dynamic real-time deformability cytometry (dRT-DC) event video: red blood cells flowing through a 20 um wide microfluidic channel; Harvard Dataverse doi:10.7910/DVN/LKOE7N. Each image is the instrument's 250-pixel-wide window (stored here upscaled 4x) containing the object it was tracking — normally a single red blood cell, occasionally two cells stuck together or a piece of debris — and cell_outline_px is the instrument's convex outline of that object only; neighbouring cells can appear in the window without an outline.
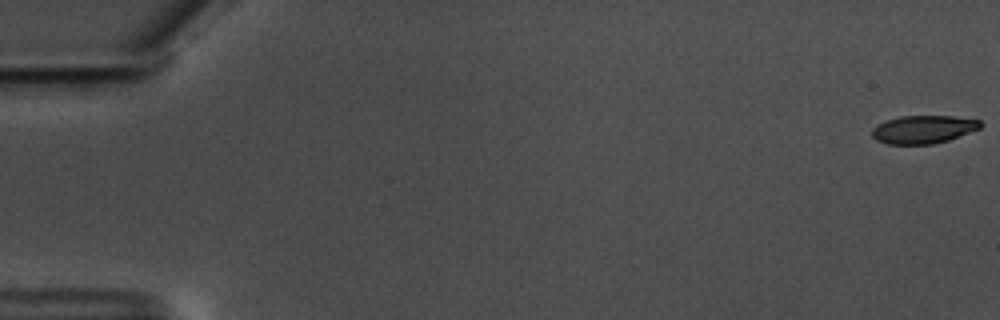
{"species": "common noctule bat (a hibernating species)", "species_latin": "Nyctalus noctula", "temperature_condition": "warm", "stored_images_in_passage": 59, "camera_frame_rate_fps": 3000, "um_per_image_px": 0.085, "animal": {"sex": "male", "body_mass_g": 17.5, "forearm_length_mm": 52.3}, "frame": {"image": 1, "passage_image": 1, "time_ms": 0.0, "image_size_px": [1000, 320], "cell_outline_px": [[984, 124], [980, 128], [948, 140], [932, 144], [888, 144], [876, 140], [872, 136], [872, 128], [876, 124], [884, 120], [900, 116], [952, 116], [980, 120]], "centroid_in_image_um": [78.45, 10.99], "position_along_channel_um": 6.5, "area_um2": 17.8}}
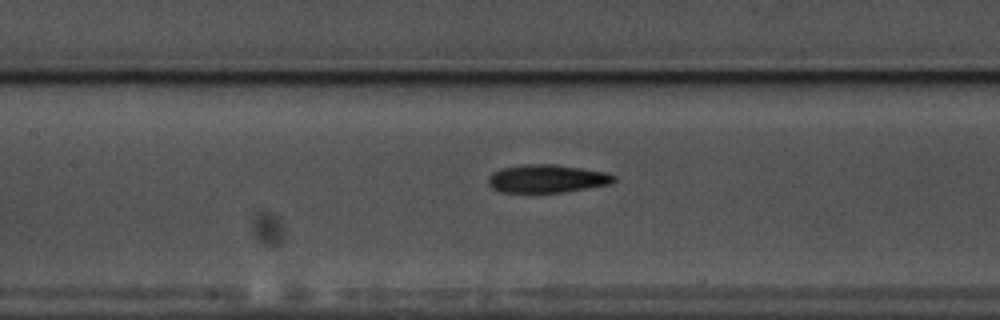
{"frame": {"image": 2, "passage_image": 28, "time_ms": 9.0, "image_size_px": [1000, 320], "cell_outline_px": [[616, 180], [612, 184], [564, 192], [500, 192], [492, 188], [488, 184], [488, 176], [492, 172], [500, 168], [524, 164], [556, 164], [608, 172], [616, 176]], "centroid_in_image_um": [46.51, 15.18], "position_along_channel_um": 160.9, "area_um2": 20.87}}
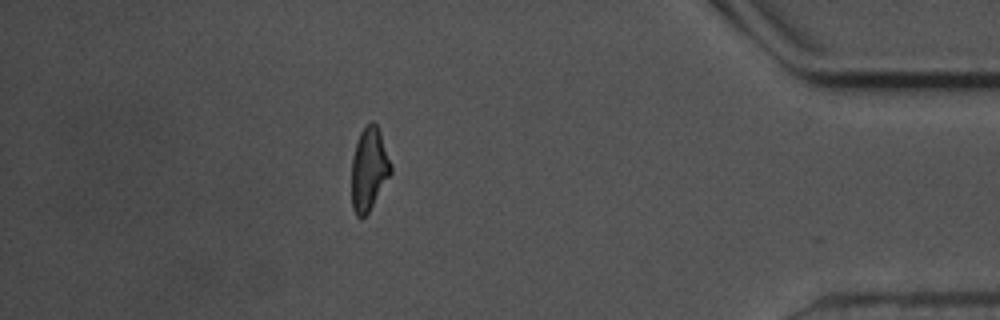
{"frame": {"image": 3, "passage_image": 52, "time_ms": 17.0, "image_size_px": [1000, 320], "cell_outline_px": [[392, 172], [368, 212], [364, 216], [356, 216], [352, 208], [352, 156], [360, 132], [372, 120], [380, 128], [392, 164]], "centroid_in_image_um": [31.38, 14.32], "position_along_channel_um": 403.8, "area_um2": 19.02}, "authors_computed_cell_mechanics": {"area_um2": 19.652, "velocity_mm_per_s": 3.5585, "shape_relaxation_time_tau1_ms": 4.8141, "shape_relaxation_time_tau2_ms": 3.0475, "deformation_change_tau1": 0.1716, "deformation_change_tau2": 0.1127}}